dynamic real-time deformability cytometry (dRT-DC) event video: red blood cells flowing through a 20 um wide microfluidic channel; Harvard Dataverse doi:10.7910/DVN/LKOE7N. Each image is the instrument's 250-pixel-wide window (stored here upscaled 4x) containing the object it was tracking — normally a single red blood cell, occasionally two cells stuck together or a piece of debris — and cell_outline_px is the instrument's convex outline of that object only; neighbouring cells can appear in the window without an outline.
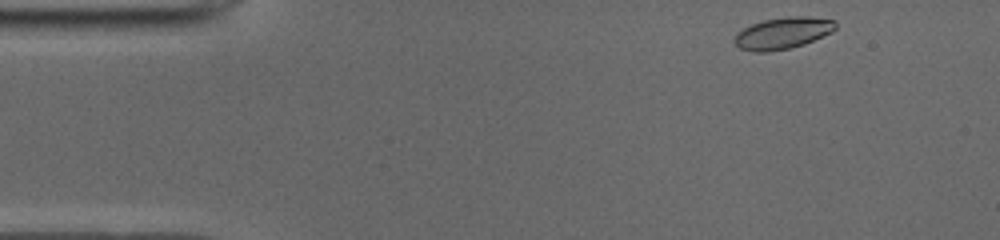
{"species": "common noctule bat (a hibernating species)", "species_latin": "Nyctalus noctula", "temperature_condition": "cold", "stored_images_in_passage": 46, "camera_frame_rate_fps": 3000, "um_per_image_px": 0.085, "animal": {"sex": "male", "body_mass_g": 19.0, "forearm_length_mm": 50.8}, "frame": {"image": 1, "passage_image": 1, "time_ms": 0.0, "image_size_px": [1000, 240], "cell_outline_px": [[836, 28], [832, 32], [804, 44], [788, 48], [768, 52], [752, 52], [740, 48], [736, 44], [736, 36], [744, 28], [752, 24], [764, 20], [788, 16], [808, 16], [836, 20]], "centroid_in_image_um": [66.58, 2.81], "position_along_channel_um": 18.4, "area_um2": 18.44}}
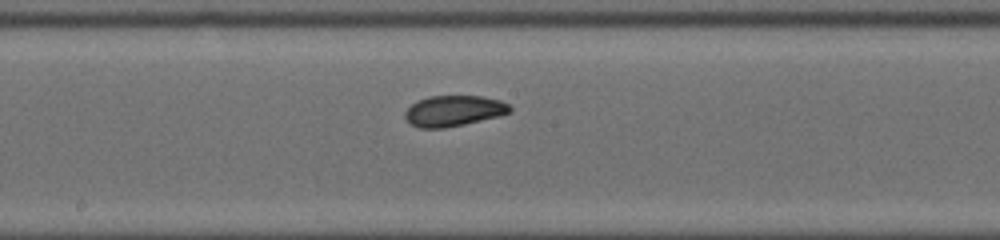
{"frame": {"image": 2, "passage_image": 22, "time_ms": 7.0, "image_size_px": [1000, 240], "cell_outline_px": [[512, 112], [500, 116], [464, 124], [444, 128], [420, 128], [412, 124], [404, 116], [404, 112], [416, 100], [428, 96], [480, 96], [500, 100], [508, 104], [512, 108]], "centroid_in_image_um": [38.58, 9.42], "position_along_channel_um": 209.6, "area_um2": 18.84}}
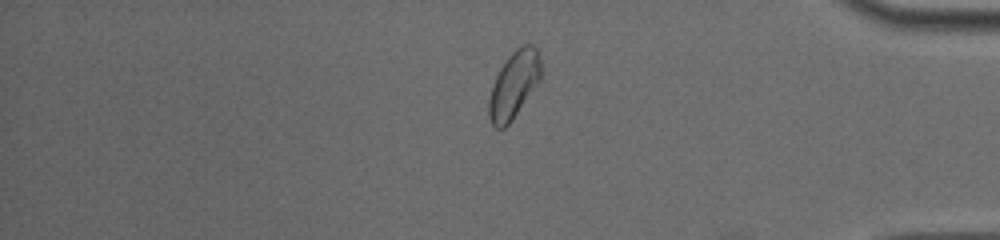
{"frame": {"image": 3, "passage_image": 38, "time_ms": 12.333, "image_size_px": [1000, 240], "cell_outline_px": [[540, 80], [512, 120], [504, 128], [496, 128], [492, 124], [488, 116], [488, 100], [496, 76], [500, 68], [508, 56], [516, 48], [524, 44], [532, 44], [536, 48], [540, 60]], "centroid_in_image_um": [43.67, 7.21], "position_along_channel_um": 391.5, "area_um2": 20.06}, "authors_computed_cell_mechanics": {"area_um2": 18.9295, "velocity_mm_per_s": 3.9214, "shape_relaxation_time_tau1_ms": 7.8055, "shape_relaxation_time_tau2_ms": 1.545, "deformation_change_tau1": 0.1368, "deformation_change_tau2": 0.05}}